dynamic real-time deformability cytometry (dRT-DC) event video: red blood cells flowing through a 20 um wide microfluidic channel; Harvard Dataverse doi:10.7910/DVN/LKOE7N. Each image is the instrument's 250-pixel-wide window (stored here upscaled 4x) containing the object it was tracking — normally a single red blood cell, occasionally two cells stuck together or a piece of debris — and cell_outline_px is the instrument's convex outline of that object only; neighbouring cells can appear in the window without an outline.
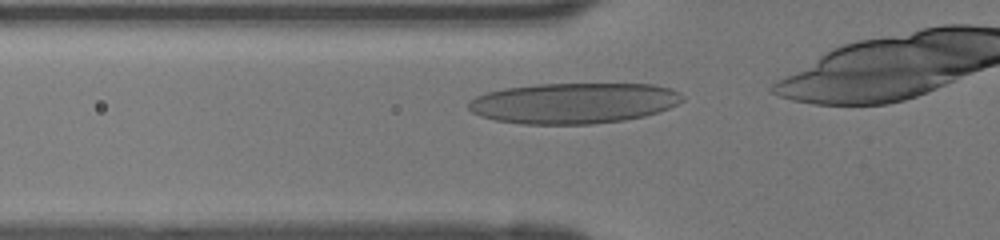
{"species": "human", "species_latin": "Homo sapiens", "temperature_condition": "room temperature", "stored_images_in_passage": 23, "camera_frame_rate_fps": 3000, "um_per_image_px": 0.085, "donor": {"sex": "female"}, "frame": {"image": 1, "passage_image": 2, "time_ms": 0.333, "image_size_px": [1000, 240], "cell_outline_px": [[684, 100], [668, 108], [644, 116], [624, 120], [592, 124], [524, 124], [496, 120], [480, 116], [472, 112], [468, 108], [468, 100], [476, 96], [488, 92], [504, 88], [540, 84], [652, 84], [668, 88], [680, 92], [684, 96]], "centroid_in_image_um": [48.75, 8.76], "position_along_channel_um": 77.1, "area_um2": 50.69}}
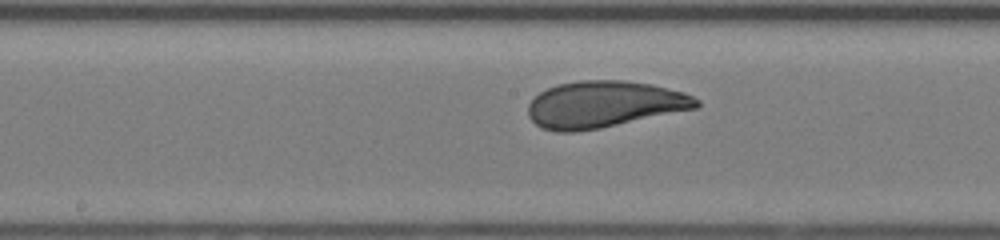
{"frame": {"image": 2, "passage_image": 10, "time_ms": 3.0, "image_size_px": [1000, 240], "cell_outline_px": [[700, 104], [696, 108], [600, 128], [572, 132], [556, 132], [540, 128], [528, 116], [528, 104], [540, 92], [548, 88], [560, 84], [580, 80], [624, 80], [652, 84], [684, 92], [700, 100]], "centroid_in_image_um": [51.33, 8.87], "position_along_channel_um": 196.9, "area_um2": 45.6}}
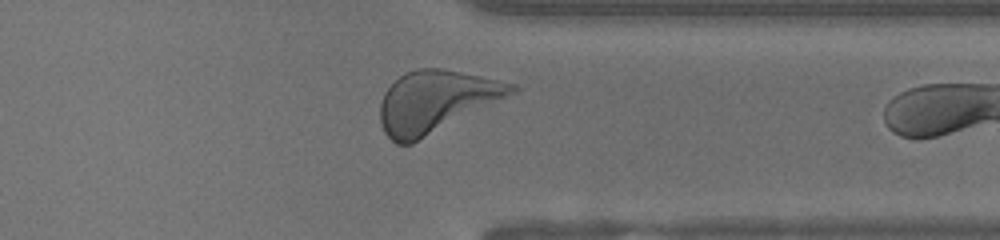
{"frame": {"image": 3, "passage_image": 22, "time_ms": 7.0, "image_size_px": [1000, 240], "cell_outline_px": [[520, 88], [516, 92], [412, 144], [396, 144], [384, 132], [380, 124], [380, 104], [384, 92], [400, 76], [416, 68], [440, 68], [480, 76], [516, 84]], "centroid_in_image_um": [37.02, 8.63], "position_along_channel_um": 374.4, "area_um2": 46.82}}